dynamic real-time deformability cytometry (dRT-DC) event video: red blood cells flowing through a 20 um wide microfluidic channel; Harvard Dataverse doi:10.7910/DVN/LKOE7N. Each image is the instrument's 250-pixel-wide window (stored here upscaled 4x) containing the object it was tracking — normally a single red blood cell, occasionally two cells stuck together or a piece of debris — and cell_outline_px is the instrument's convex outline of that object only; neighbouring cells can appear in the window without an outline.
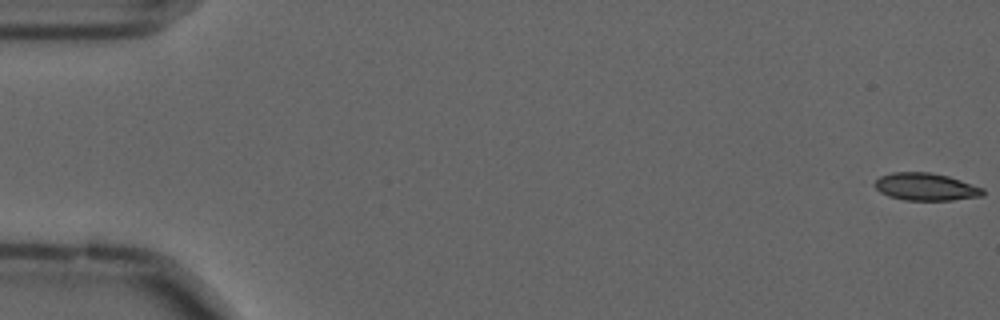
{"species": "common noctule bat (a hibernating species)", "species_latin": "Nyctalus noctula", "temperature_condition": "cold", "stored_images_in_passage": 4, "camera_frame_rate_fps": 3000, "um_per_image_px": 0.085, "animal": {"sex": "male", "forearm_length_mm": 52.5}, "frame": {"image": 1, "passage_image": 1, "time_ms": 0.0, "image_size_px": [1000, 320], "cell_outline_px": [[984, 196], [952, 200], [904, 200], [888, 196], [880, 192], [872, 184], [880, 176], [892, 172], [932, 172], [948, 176], [984, 188]], "centroid_in_image_um": [78.68, 15.88], "position_along_channel_um": 6.3, "area_um2": 17.46}}